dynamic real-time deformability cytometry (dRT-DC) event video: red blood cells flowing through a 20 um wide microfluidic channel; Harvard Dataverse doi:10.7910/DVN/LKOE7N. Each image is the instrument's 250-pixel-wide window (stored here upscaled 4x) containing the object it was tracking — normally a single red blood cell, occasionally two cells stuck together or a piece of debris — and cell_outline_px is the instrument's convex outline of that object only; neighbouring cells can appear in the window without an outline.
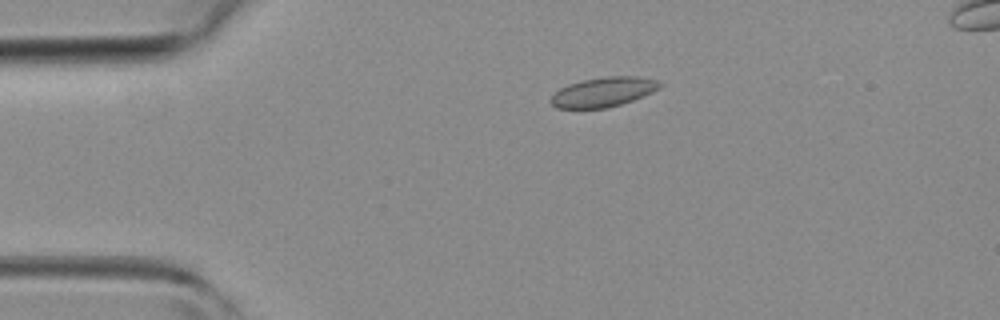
{"species": "common noctule bat (a hibernating species)", "species_latin": "Nyctalus noctula", "temperature_condition": "room temperature", "stored_images_in_passage": 36, "segment_of_instrument_passage": [1, 2], "camera_frame_rate_fps": 3000, "um_per_image_px": 0.085, "animal": {"sex": "female", "body_mass_g": 19.3, "forearm_length_mm": 54.1}, "frame": {"image": 1, "passage_image": 1, "time_ms": 0.0, "image_size_px": [1000, 320], "cell_outline_px": [[664, 84], [660, 88], [652, 92], [632, 100], [620, 104], [604, 108], [556, 108], [548, 100], [560, 88], [568, 84], [580, 80], [604, 76], [640, 76], [660, 80]], "centroid_in_image_um": [51.31, 7.8], "position_along_channel_um": 33.7, "area_um2": 18.96}}
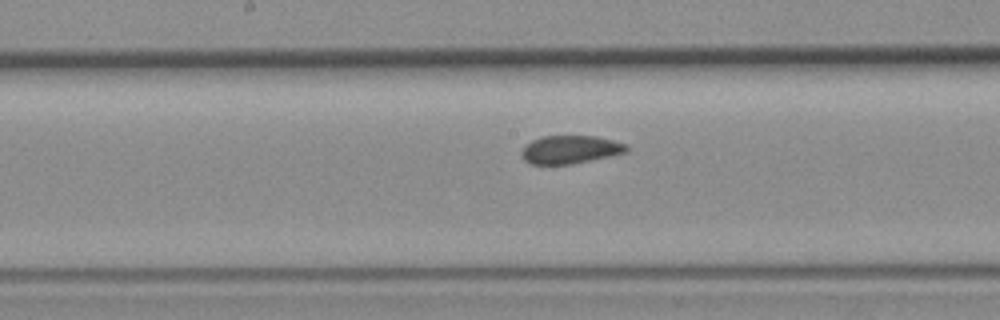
{"frame": {"image": 2, "passage_image": 14, "time_ms": 4.333, "image_size_px": [1000, 320], "cell_outline_px": [[628, 152], [572, 164], [532, 164], [524, 160], [520, 152], [532, 140], [544, 136], [596, 136], [628, 144]], "centroid_in_image_um": [48.5, 12.71], "position_along_channel_um": 199.7, "area_um2": 17.11}}
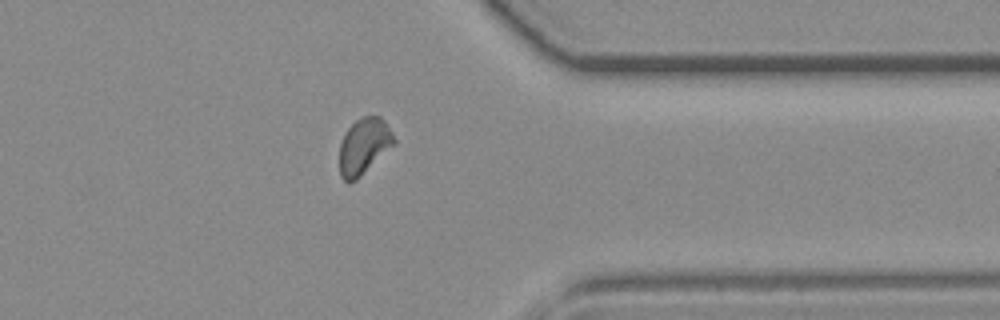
{"frame": {"image": 3, "passage_image": 26, "time_ms": 8.333, "image_size_px": [1000, 320], "cell_outline_px": [[396, 144], [356, 180], [348, 184], [340, 176], [340, 144], [348, 128], [360, 116], [380, 116], [384, 120], [396, 140]], "centroid_in_image_um": [30.94, 12.44], "position_along_channel_um": 380.5, "area_um2": 17.86}}